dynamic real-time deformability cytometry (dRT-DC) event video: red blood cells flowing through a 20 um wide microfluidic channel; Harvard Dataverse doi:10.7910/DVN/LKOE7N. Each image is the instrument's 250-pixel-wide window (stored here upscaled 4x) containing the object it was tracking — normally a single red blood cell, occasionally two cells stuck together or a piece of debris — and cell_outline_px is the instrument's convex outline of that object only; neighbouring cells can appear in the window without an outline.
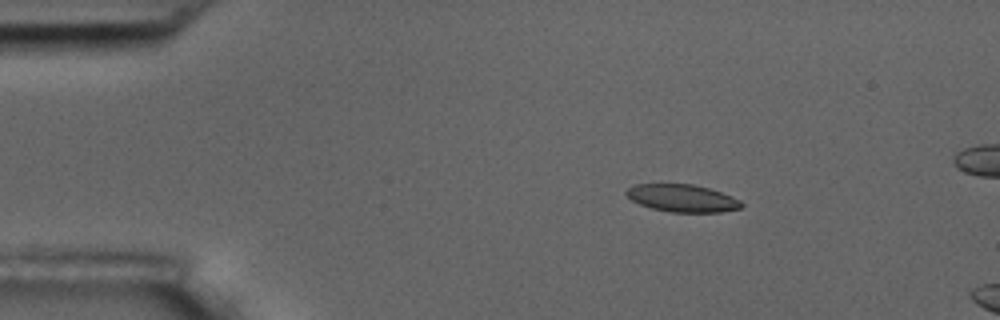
{"species": "common noctule bat (a hibernating species)", "species_latin": "Nyctalus noctula", "temperature_condition": "room temperature", "stored_images_in_passage": 5, "camera_frame_rate_fps": 3000, "um_per_image_px": 0.085, "animal": {"sex": "male", "body_mass_g": 17.5, "forearm_length_mm": 52.3}, "frame": {"image": 1, "passage_image": 3, "time_ms": 2.0, "image_size_px": [1000, 320], "cell_outline_px": [[744, 204], [740, 208], [720, 212], [672, 212], [652, 208], [640, 204], [632, 200], [624, 192], [628, 188], [636, 184], [692, 184], [708, 188], [732, 196], [740, 200]], "centroid_in_image_um": [58.0, 16.84], "position_along_channel_um": 27.0, "area_um2": 18.26}}